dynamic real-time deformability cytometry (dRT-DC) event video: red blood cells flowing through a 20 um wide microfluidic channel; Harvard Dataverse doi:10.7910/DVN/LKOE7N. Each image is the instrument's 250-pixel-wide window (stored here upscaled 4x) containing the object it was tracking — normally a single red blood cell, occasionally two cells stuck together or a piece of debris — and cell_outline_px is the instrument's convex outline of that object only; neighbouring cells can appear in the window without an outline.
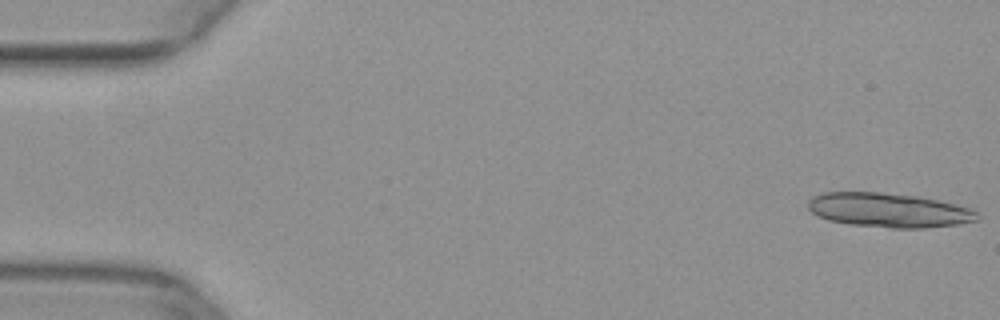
{"species": "common noctule bat (a hibernating species)", "species_latin": "Nyctalus noctula", "temperature_condition": "warm", "stored_images_in_passage": 14, "camera_frame_rate_fps": 3000, "um_per_image_px": 0.085, "animal": {"sex": "female", "body_mass_g": 29.2, "forearm_length_mm": 56.3}, "frame": {"image": 1, "passage_image": 1, "time_ms": 0.0, "image_size_px": [1000, 320], "cell_outline_px": [[980, 220], [956, 224], [924, 228], [892, 228], [848, 224], [828, 220], [812, 212], [808, 208], [808, 200], [812, 196], [824, 192], [880, 192], [916, 196], [956, 204], [968, 208], [976, 212], [980, 216]], "centroid_in_image_um": [75.53, 17.86], "position_along_channel_um": 9.5, "area_um2": 33.76}}